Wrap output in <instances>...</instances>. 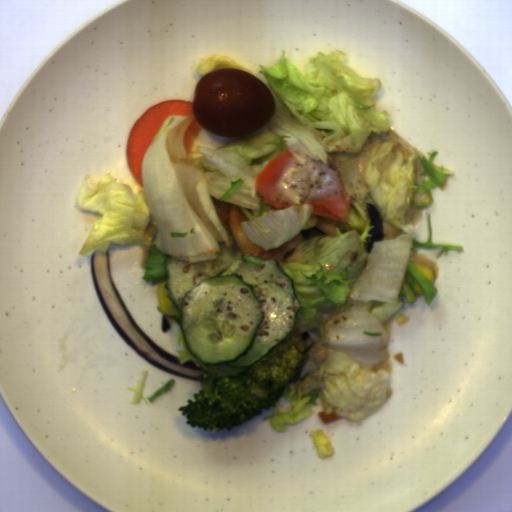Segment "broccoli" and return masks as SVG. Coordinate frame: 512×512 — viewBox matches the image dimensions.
I'll use <instances>...</instances> for the list:
<instances>
[{
	"label": "broccoli",
	"instance_id": "obj_1",
	"mask_svg": "<svg viewBox=\"0 0 512 512\" xmlns=\"http://www.w3.org/2000/svg\"><path fill=\"white\" fill-rule=\"evenodd\" d=\"M302 340H284L241 375L218 377L204 365L199 377L196 401L178 408L190 428L203 427L210 432L231 431L246 424L262 410H270L283 397L287 384L296 383L308 358Z\"/></svg>",
	"mask_w": 512,
	"mask_h": 512
}]
</instances>
